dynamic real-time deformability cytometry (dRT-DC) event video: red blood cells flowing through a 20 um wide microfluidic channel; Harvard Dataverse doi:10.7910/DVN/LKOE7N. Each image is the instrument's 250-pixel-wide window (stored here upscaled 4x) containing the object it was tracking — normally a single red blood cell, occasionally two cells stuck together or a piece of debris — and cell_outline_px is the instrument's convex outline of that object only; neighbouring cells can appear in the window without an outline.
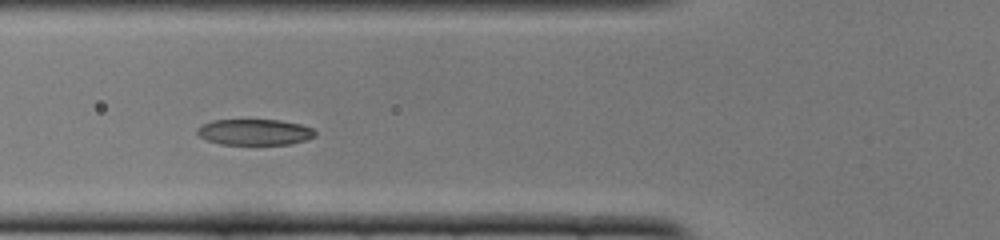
{"species": "common noctule bat (a hibernating species)", "species_latin": "Nyctalus noctula", "temperature_condition": "cold", "stored_images_in_passage": 9, "camera_frame_rate_fps": 3000, "um_per_image_px": 0.085, "animal": {"sex": "female", "body_mass_g": 22.0, "forearm_length_mm": 56.7}, "frame": {"image": 1, "passage_image": 6, "time_ms": 1.667, "image_size_px": [1000, 240], "cell_outline_px": [[316, 136], [308, 140], [292, 144], [220, 144], [208, 140], [200, 136], [196, 132], [196, 128], [200, 124], [212, 120], [280, 120], [300, 124], [312, 128], [316, 132]], "centroid_in_image_um": [21.65, 11.22], "position_along_channel_um": 104.1, "area_um2": 17.98}}